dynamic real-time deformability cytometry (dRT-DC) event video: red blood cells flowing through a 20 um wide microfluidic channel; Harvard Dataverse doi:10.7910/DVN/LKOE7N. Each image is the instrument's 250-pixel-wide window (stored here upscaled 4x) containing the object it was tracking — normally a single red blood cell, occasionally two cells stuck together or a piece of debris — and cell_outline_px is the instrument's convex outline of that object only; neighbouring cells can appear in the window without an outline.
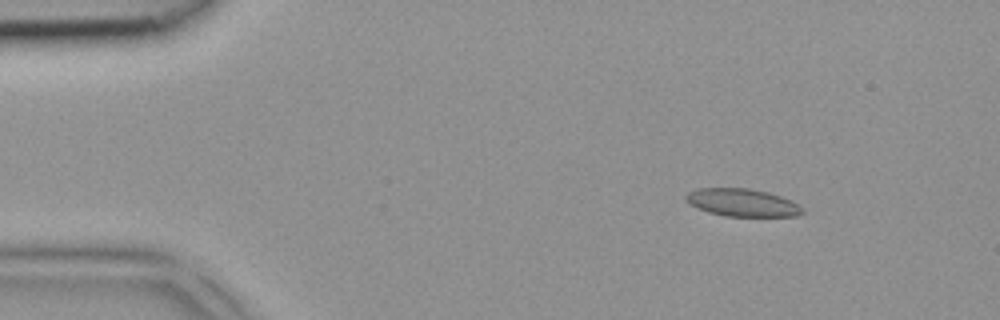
{"species": "common noctule bat (a hibernating species)", "species_latin": "Nyctalus noctula", "temperature_condition": "room temperature", "stored_images_in_passage": 4, "camera_frame_rate_fps": 3000, "um_per_image_px": 0.085, "animal": {"sex": "female", "body_mass_g": 18.4}, "frame": {"image": 1, "passage_image": 2, "time_ms": 0.333, "image_size_px": [1000, 320], "cell_outline_px": [[804, 212], [796, 216], [724, 216], [708, 212], [684, 200], [684, 196], [688, 192], [696, 188], [748, 188], [768, 192], [792, 200], [800, 204], [804, 208]], "centroid_in_image_um": [63.12, 17.21], "position_along_channel_um": 21.9, "area_um2": 18.9}}
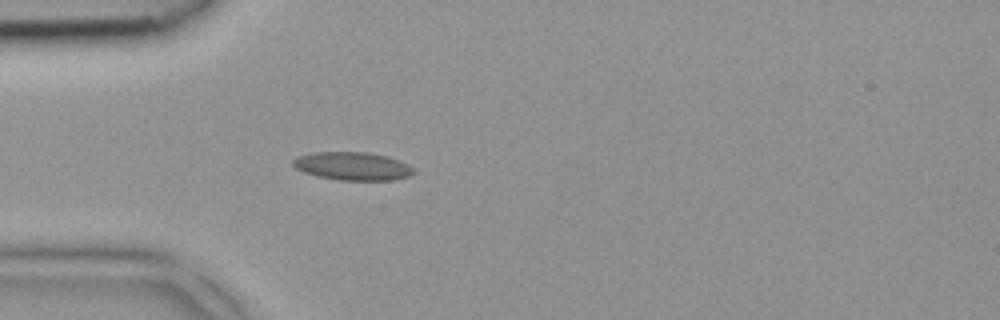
{"frame": {"image": 2, "passage_image": 4, "time_ms": 1.0, "image_size_px": [1000, 320], "cell_outline_px": [[416, 172], [408, 176], [392, 180], [340, 180], [316, 176], [304, 172], [296, 168], [292, 164], [292, 160], [296, 156], [312, 152], [368, 152], [388, 156], [400, 160], [408, 164]], "centroid_in_image_um": [29.96, 14.11], "position_along_channel_um": 55.0, "area_um2": 19.94}}